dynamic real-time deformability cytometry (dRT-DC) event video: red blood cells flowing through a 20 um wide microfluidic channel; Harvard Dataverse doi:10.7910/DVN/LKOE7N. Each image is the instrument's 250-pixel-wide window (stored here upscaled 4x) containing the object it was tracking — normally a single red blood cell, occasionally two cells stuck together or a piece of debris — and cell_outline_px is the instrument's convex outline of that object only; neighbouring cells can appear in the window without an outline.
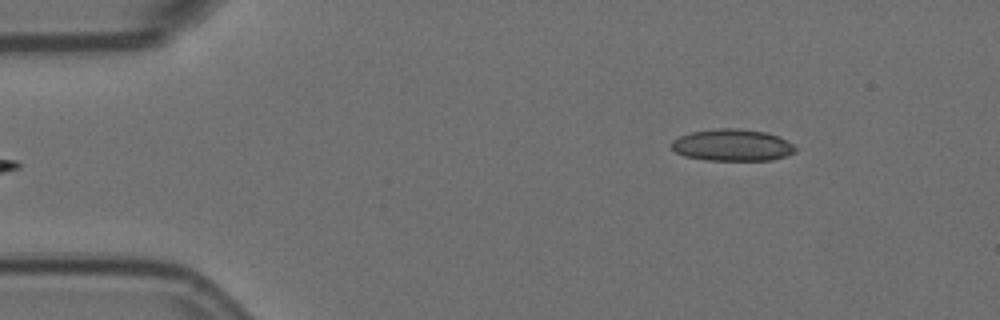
{"species": "Egyptian fruit bat (a non-hibernating species)", "species_latin": "Rousettus aegyptiacus", "temperature_condition": "room temperature", "stored_images_in_passage": 4, "segment_of_instrument_passage": [1, 2], "camera_frame_rate_fps": 3000, "um_per_image_px": 0.085, "animal": {"sex": "female"}, "frame": {"image": 1, "passage_image": 1, "time_ms": 0.0, "image_size_px": [1000, 320], "cell_outline_px": [[796, 152], [772, 160], [708, 160], [684, 156], [676, 152], [672, 148], [672, 140], [680, 136], [692, 132], [716, 128], [736, 128], [764, 132], [780, 136], [792, 144], [796, 148]], "centroid_in_image_um": [62.25, 12.33], "position_along_channel_um": 22.7, "area_um2": 22.89}}